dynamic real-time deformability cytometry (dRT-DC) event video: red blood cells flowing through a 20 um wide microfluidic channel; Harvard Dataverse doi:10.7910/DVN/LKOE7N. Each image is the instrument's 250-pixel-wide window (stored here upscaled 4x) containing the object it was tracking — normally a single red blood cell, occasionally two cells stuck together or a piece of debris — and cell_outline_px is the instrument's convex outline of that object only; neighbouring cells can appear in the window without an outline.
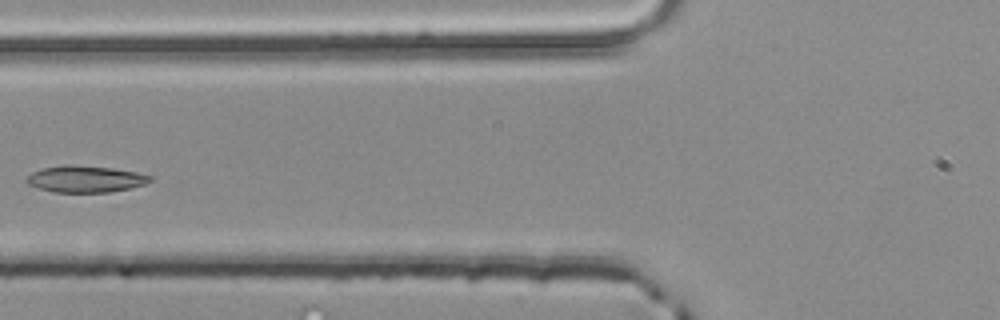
{"species": "common noctule bat (a hibernating species)", "species_latin": "Nyctalus noctula", "temperature_condition": "room temperature", "stored_images_in_passage": 4, "camera_frame_rate_fps": 3000, "um_per_image_px": 0.085, "animal": {"sex": "male", "body_mass_g": 20.4}, "frame": {"image": 1, "passage_image": 4, "time_ms": 1.0, "image_size_px": [1000, 320], "cell_outline_px": [[152, 180], [144, 184], [128, 188], [108, 192], [52, 192], [28, 184], [24, 180], [32, 172], [40, 168], [64, 164], [72, 164], [112, 168], [136, 172], [152, 176]], "centroid_in_image_um": [7.21, 15.2], "position_along_channel_um": 118.6, "area_um2": 19.19}}